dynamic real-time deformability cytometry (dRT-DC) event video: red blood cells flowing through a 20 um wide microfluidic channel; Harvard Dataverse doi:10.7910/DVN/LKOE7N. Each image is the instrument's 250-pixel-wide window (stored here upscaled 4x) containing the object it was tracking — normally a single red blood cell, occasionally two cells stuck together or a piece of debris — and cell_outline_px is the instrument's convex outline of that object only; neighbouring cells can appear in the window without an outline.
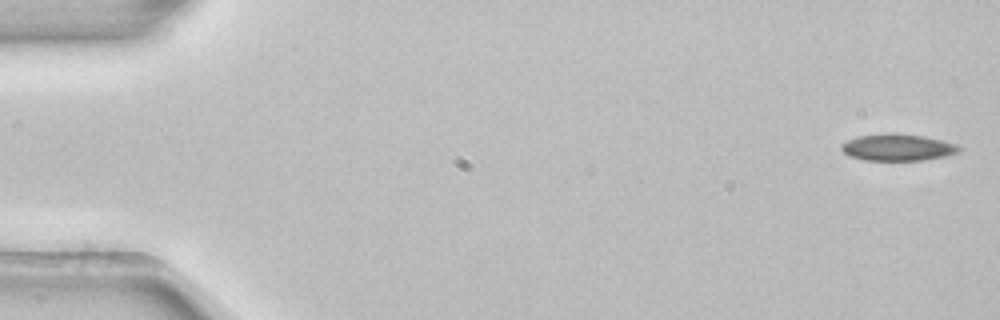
{"species": "common noctule bat (a hibernating species)", "species_latin": "Nyctalus noctula", "temperature_condition": "room temperature", "stored_images_in_passage": 5, "camera_frame_rate_fps": 3000, "um_per_image_px": 0.085, "animal": {"sex": "female", "body_mass_g": 22.7, "forearm_length_mm": 54.2}, "frame": {"image": 1, "passage_image": 1, "time_ms": 0.0, "image_size_px": [1000, 320], "cell_outline_px": [[960, 152], [948, 156], [924, 160], [864, 160], [852, 156], [844, 152], [840, 148], [840, 144], [856, 136], [888, 132], [924, 136], [944, 140], [956, 144], [960, 148]], "centroid_in_image_um": [76.32, 12.51], "position_along_channel_um": 8.7, "area_um2": 18.55}}